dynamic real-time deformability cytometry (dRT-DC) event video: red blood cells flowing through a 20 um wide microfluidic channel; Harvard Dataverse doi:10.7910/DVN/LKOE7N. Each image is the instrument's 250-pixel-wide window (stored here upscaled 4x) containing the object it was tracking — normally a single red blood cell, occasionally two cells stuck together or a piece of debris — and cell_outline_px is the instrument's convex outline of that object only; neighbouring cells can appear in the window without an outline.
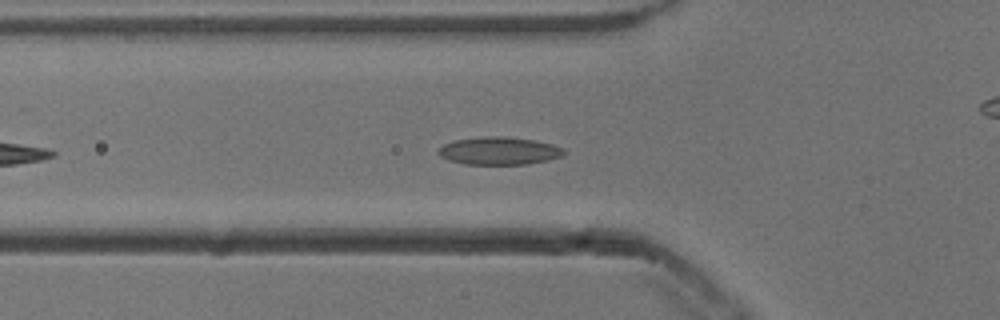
{"species": "common noctule bat (a hibernating species)", "species_latin": "Nyctalus noctula", "temperature_condition": "cold", "stored_images_in_passage": 40, "camera_frame_rate_fps": 3000, "um_per_image_px": 0.085, "animal": {"sex": "male", "body_mass_g": 13.3}, "frame": {"image": 1, "passage_image": 7, "time_ms": 2.0, "image_size_px": [1000, 320], "cell_outline_px": [[564, 156], [548, 160], [528, 164], [464, 164], [448, 160], [440, 156], [436, 152], [444, 144], [456, 140], [484, 136], [504, 136], [536, 140], [552, 144], [564, 148]], "centroid_in_image_um": [42.44, 12.82], "position_along_channel_um": 83.4, "area_um2": 20.4}}
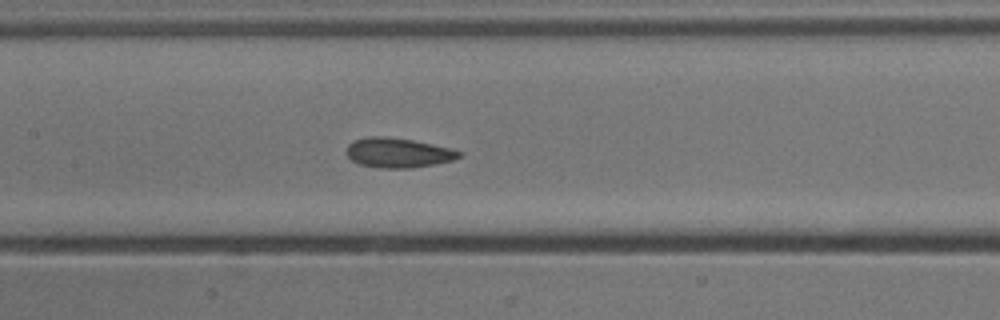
{"frame": {"image": 2, "passage_image": 14, "time_ms": 4.333, "image_size_px": [1000, 320], "cell_outline_px": [[464, 152], [460, 156], [452, 160], [412, 168], [380, 168], [360, 164], [352, 160], [344, 152], [348, 144], [352, 140], [368, 136], [384, 136], [412, 140], [452, 148]], "centroid_in_image_um": [33.8, 12.97], "position_along_channel_um": 173.6, "area_um2": 19.59}}
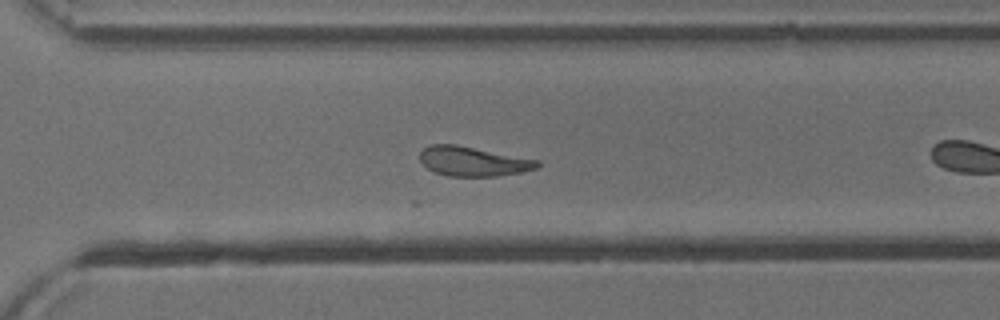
{"frame": {"image": 3, "passage_image": 23, "time_ms": 7.333, "image_size_px": [1000, 320], "cell_outline_px": [[540, 168], [520, 172], [496, 176], [448, 176], [432, 172], [420, 160], [420, 152], [424, 148], [432, 144], [456, 144], [540, 160]], "centroid_in_image_um": [40.23, 13.71], "position_along_channel_um": 330.4, "area_um2": 20.29}, "authors_computed_cell_mechanics": {"area_um2": 20.808, "velocity_mm_per_s": 3.8352, "shape_relaxation_time_tau1_ms": null, "shape_relaxation_time_tau2_ms": 4.4854, "deformation_change_tau1": null, "deformation_change_tau2": 0.132}}